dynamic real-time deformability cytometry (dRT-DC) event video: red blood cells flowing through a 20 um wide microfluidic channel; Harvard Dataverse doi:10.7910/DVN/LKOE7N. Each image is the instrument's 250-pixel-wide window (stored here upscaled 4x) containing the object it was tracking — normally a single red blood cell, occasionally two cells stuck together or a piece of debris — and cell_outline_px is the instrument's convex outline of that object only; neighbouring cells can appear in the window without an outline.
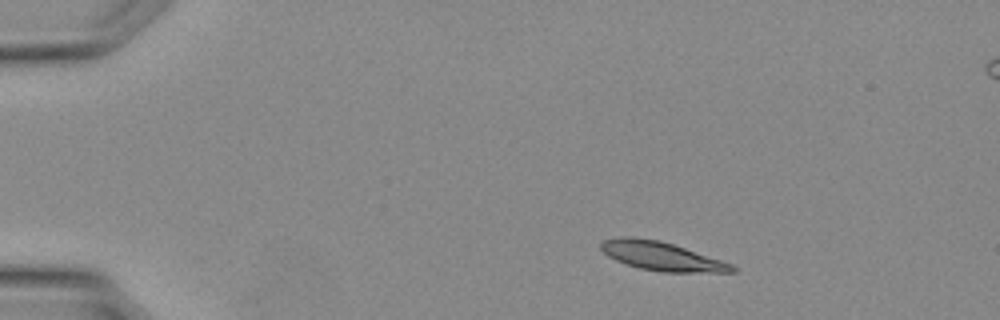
{"species": "Egyptian fruit bat (a non-hibernating species)", "species_latin": "Rousettus aegyptiacus", "temperature_condition": "warm", "stored_images_in_passage": 30, "camera_frame_rate_fps": 3000, "um_per_image_px": 0.085, "animal": {"sex": "female"}, "frame": {"image": 1, "passage_image": 1, "time_ms": 0.0, "image_size_px": [1000, 320], "cell_outline_px": [[736, 272], [660, 272], [640, 268], [616, 260], [608, 256], [600, 248], [600, 244], [604, 240], [620, 236], [632, 236], [660, 240], [732, 264], [736, 268]], "centroid_in_image_um": [56.2, 21.77], "position_along_channel_um": 28.8, "area_um2": 21.73}}
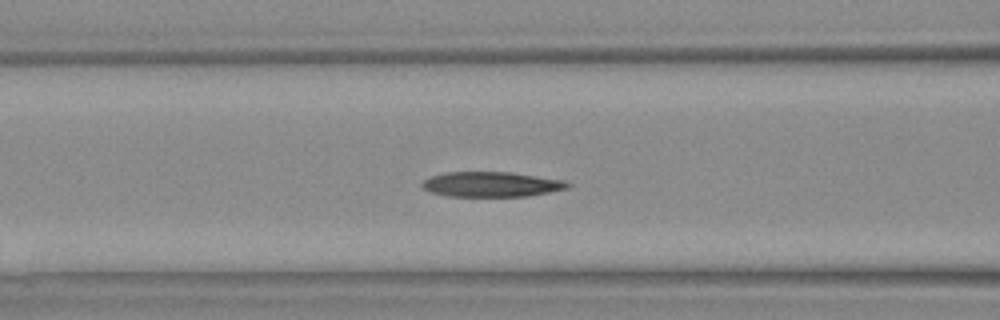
{"frame": {"image": 2, "passage_image": 10, "time_ms": 3.0, "image_size_px": [1000, 320], "cell_outline_px": [[572, 184], [568, 188], [528, 196], [448, 196], [432, 192], [424, 188], [420, 184], [424, 180], [432, 176], [444, 172], [512, 172], [568, 180]], "centroid_in_image_um": [41.83, 15.65], "position_along_channel_um": 124.8, "area_um2": 21.33}}
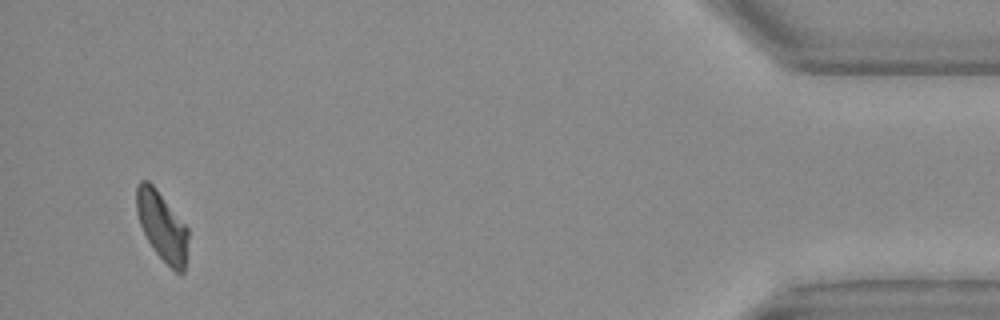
{"frame": {"image": 3, "passage_image": 29, "time_ms": 9.333, "image_size_px": [1000, 320], "cell_outline_px": [[188, 236], [184, 272], [180, 276], [156, 252], [148, 240], [140, 224], [136, 212], [136, 188], [140, 180], [148, 180], [156, 188], [188, 228]], "centroid_in_image_um": [13.77, 19.21], "position_along_channel_um": 421.4, "area_um2": 20.52}}